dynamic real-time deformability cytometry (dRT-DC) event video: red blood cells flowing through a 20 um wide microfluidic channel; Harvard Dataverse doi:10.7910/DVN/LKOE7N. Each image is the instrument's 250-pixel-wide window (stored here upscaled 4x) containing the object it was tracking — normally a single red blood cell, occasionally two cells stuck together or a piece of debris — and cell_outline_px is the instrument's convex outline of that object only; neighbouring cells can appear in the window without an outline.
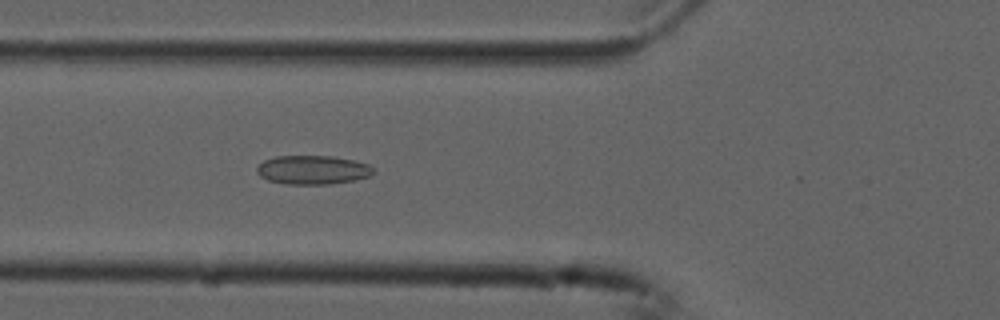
{"species": "common noctule bat (a hibernating species)", "species_latin": "Nyctalus noctula", "temperature_condition": "cold", "stored_images_in_passage": 34, "camera_frame_rate_fps": 3000, "um_per_image_px": 0.085, "animal": {"sex": "male", "forearm_length_mm": 52.5}, "frame": {"image": 1, "passage_image": 7, "time_ms": 2.0, "image_size_px": [1000, 320], "cell_outline_px": [[376, 172], [368, 176], [352, 180], [332, 184], [284, 184], [268, 180], [260, 176], [256, 172], [256, 168], [264, 160], [276, 156], [332, 156], [352, 160], [368, 164]], "centroid_in_image_um": [26.55, 14.44], "position_along_channel_um": 99.3, "area_um2": 19.54}}
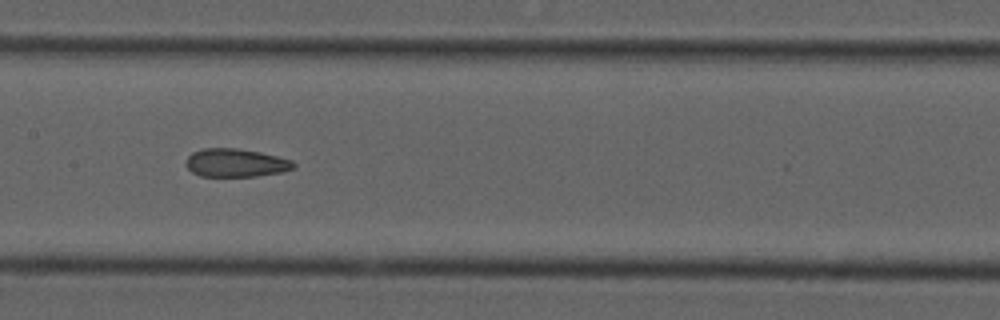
{"frame": {"image": 2, "passage_image": 14, "time_ms": 4.333, "image_size_px": [1000, 320], "cell_outline_px": [[296, 164], [292, 168], [284, 172], [256, 176], [200, 176], [192, 172], [188, 168], [188, 156], [192, 152], [204, 148], [236, 148], [260, 152], [292, 160]], "centroid_in_image_um": [20.06, 13.84], "position_along_channel_um": 187.3, "area_um2": 17.57}}
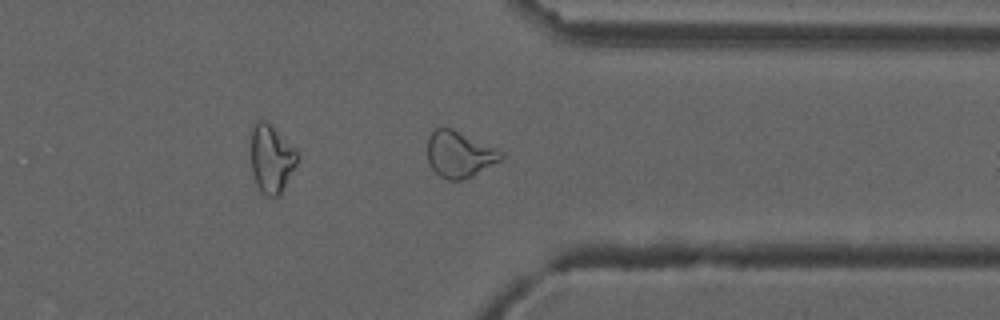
{"frame": {"image": 3, "passage_image": 29, "time_ms": 9.333, "image_size_px": [1000, 320], "cell_outline_px": [[504, 156], [500, 160], [472, 176], [460, 180], [448, 180], [440, 176], [428, 164], [428, 136], [436, 128], [452, 128], [496, 148], [504, 152]], "centroid_in_image_um": [39.04, 13.11], "position_along_channel_um": 372.4, "area_um2": 19.65}, "authors_computed_cell_mechanics": {"area_um2": 18.4382, "velocity_mm_per_s": 3.7627, "shape_relaxation_time_tau1_ms": null, "shape_relaxation_time_tau2_ms": 1.2858, "deformation_change_tau1": null, "deformation_change_tau2": 0.0772}}